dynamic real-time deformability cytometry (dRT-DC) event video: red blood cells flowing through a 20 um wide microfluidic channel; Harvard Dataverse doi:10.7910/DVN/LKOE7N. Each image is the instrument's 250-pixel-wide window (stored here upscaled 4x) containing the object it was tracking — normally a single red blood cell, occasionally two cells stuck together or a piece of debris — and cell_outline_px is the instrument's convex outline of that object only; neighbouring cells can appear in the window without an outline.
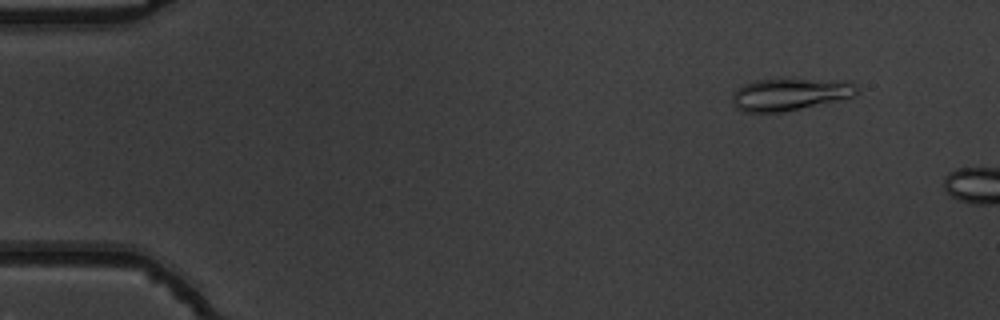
{"species": "common noctule bat (a hibernating species)", "species_latin": "Nyctalus noctula", "temperature_condition": "warm", "stored_images_in_passage": 9, "camera_frame_rate_fps": 3000, "um_per_image_px": 0.085, "animal": {"sex": "male", "body_mass_g": 19.5, "forearm_length_mm": 54.6}, "frame": {"image": 1, "passage_image": 6, "time_ms": 1.667, "image_size_px": [1000, 320], "cell_outline_px": [[860, 92], [852, 96], [784, 112], [744, 112], [736, 108], [732, 104], [732, 96], [744, 84], [756, 80], [780, 76], [784, 76], [852, 80], [860, 88]], "centroid_in_image_um": [67.21, 7.94], "position_along_channel_um": 17.8, "area_um2": 24.51}}